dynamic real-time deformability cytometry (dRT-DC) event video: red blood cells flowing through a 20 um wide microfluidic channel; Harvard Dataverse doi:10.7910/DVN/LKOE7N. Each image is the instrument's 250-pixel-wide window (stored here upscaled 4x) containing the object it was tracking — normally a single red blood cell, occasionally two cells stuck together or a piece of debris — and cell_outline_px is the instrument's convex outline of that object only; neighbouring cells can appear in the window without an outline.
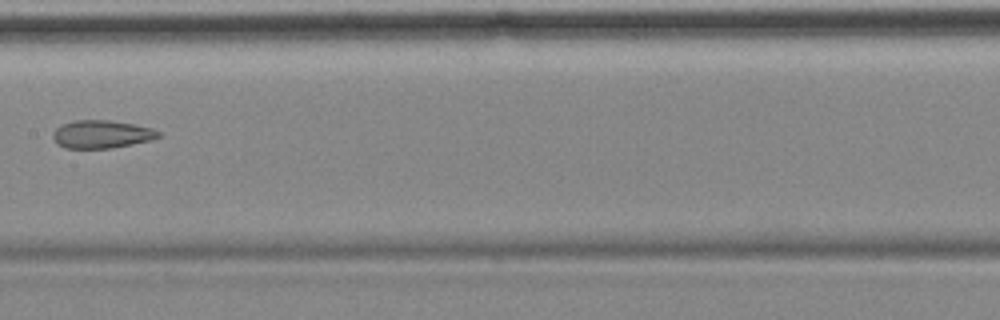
{"species": "common noctule bat (a hibernating species)", "species_latin": "Nyctalus noctula", "temperature_condition": "cold", "stored_images_in_passage": 8, "camera_frame_rate_fps": 3000, "um_per_image_px": 0.085, "animal": {"sex": "female", "body_mass_g": 18.4}, "frame": {"image": 1, "passage_image": 7, "time_ms": 8.0, "image_size_px": [1000, 320], "cell_outline_px": [[160, 136], [148, 140], [132, 144], [108, 148], [64, 148], [56, 144], [52, 136], [56, 128], [72, 120], [112, 120], [152, 128], [160, 132]], "centroid_in_image_um": [8.6, 11.4], "position_along_channel_um": 198.8, "area_um2": 17.05}}
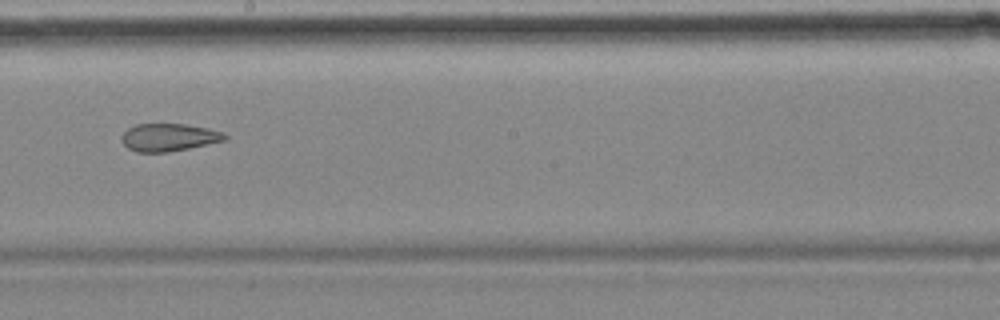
{"frame": {"image": 2, "passage_image": 8, "time_ms": 9.0, "image_size_px": [1000, 320], "cell_outline_px": [[228, 136], [224, 140], [188, 148], [168, 152], [136, 152], [128, 148], [124, 144], [120, 136], [128, 128], [136, 124], [184, 124], [208, 128], [220, 132]], "centroid_in_image_um": [14.3, 11.67], "position_along_channel_um": 233.9, "area_um2": 16.42}}